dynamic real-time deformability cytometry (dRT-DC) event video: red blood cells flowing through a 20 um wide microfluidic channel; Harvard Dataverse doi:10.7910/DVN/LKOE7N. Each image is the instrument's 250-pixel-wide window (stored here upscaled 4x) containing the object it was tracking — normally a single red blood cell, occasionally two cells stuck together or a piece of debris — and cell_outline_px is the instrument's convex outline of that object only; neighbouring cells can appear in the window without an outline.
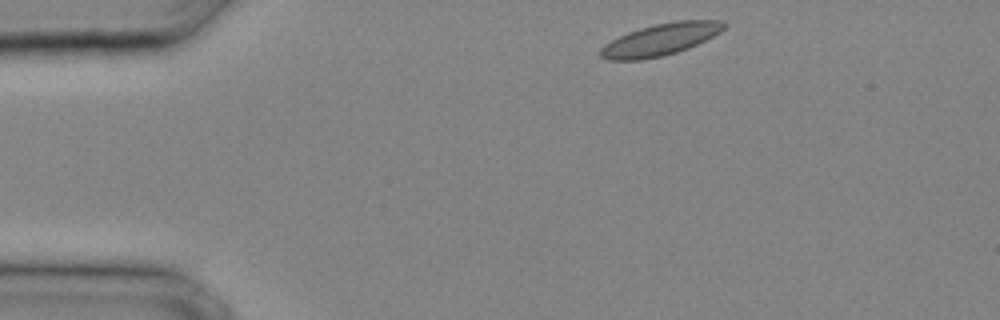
{"species": "common noctule bat (a hibernating species)", "species_latin": "Nyctalus noctula", "temperature_condition": "cold", "stored_images_in_passage": 23, "camera_frame_rate_fps": 3000, "um_per_image_px": 0.085, "animal": {"sex": "male", "body_mass_g": 20.4}, "frame": {"image": 1, "passage_image": 1, "time_ms": 0.0, "image_size_px": [1000, 320], "cell_outline_px": [[728, 24], [720, 32], [688, 48], [664, 56], [640, 60], [608, 60], [600, 56], [600, 48], [604, 44], [628, 32], [640, 28], [656, 24], [676, 20], [720, 20]], "centroid_in_image_um": [56.13, 3.36], "position_along_channel_um": 28.9, "area_um2": 22.83}}
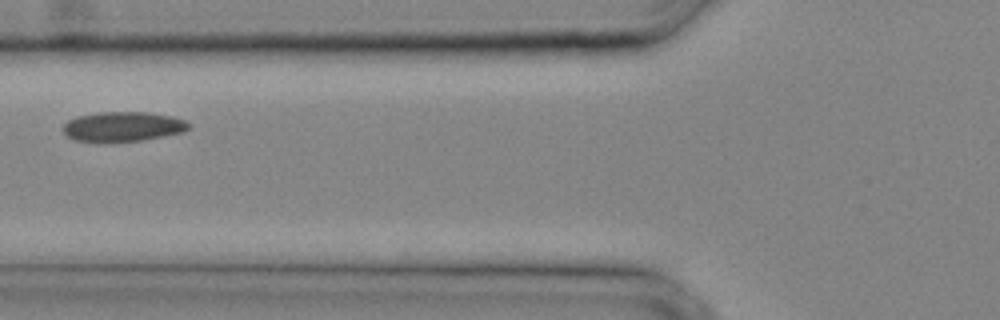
{"frame": {"image": 2, "passage_image": 8, "time_ms": 2.333, "image_size_px": [1000, 320], "cell_outline_px": [[188, 128], [180, 132], [144, 140], [100, 144], [72, 140], [64, 132], [64, 124], [68, 120], [76, 116], [100, 112], [148, 112], [172, 116], [184, 120], [188, 124]], "centroid_in_image_um": [10.36, 10.79], "position_along_channel_um": 115.4, "area_um2": 22.14}}
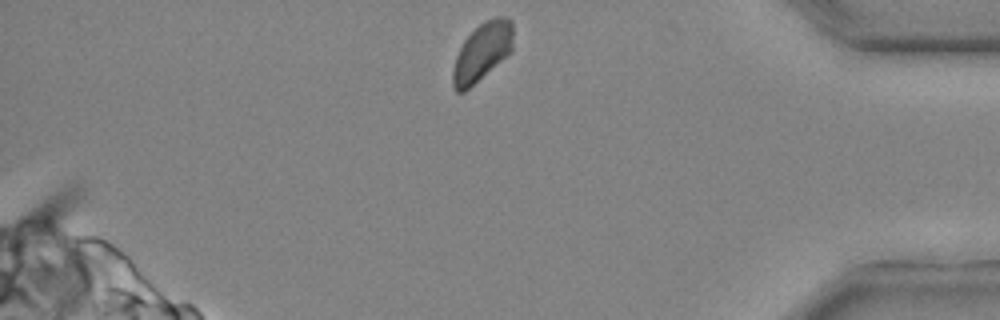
{"frame": {"image": 3, "passage_image": 23, "time_ms": 7.333, "image_size_px": [1000, 320], "cell_outline_px": [[512, 48], [500, 60], [464, 92], [456, 92], [452, 84], [452, 72], [456, 56], [464, 40], [484, 20], [496, 16], [508, 16], [512, 20]], "centroid_in_image_um": [40.96, 4.37], "position_along_channel_um": 394.2, "area_um2": 19.88}}